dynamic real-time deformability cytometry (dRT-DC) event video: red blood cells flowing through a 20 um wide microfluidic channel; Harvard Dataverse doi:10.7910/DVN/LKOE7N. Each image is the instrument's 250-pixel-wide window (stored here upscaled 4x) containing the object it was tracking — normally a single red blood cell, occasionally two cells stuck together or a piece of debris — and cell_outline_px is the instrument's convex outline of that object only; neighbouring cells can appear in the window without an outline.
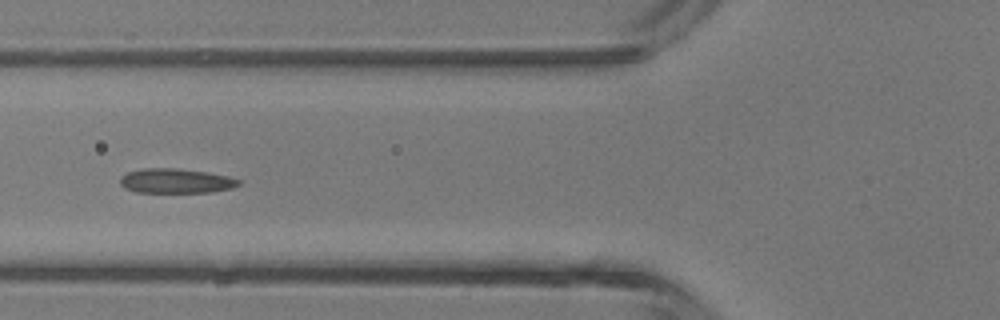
{"species": "common noctule bat (a hibernating species)", "species_latin": "Nyctalus noctula", "temperature_condition": "room temperature", "stored_images_in_passage": 6, "camera_frame_rate_fps": 3000, "um_per_image_px": 0.085, "animal": {"sex": "male", "body_mass_g": 13.3}, "frame": {"image": 1, "passage_image": 5, "time_ms": 4.667, "image_size_px": [1000, 320], "cell_outline_px": [[240, 184], [232, 188], [212, 192], [136, 192], [124, 188], [120, 184], [120, 176], [128, 172], [144, 168], [180, 168], [228, 176], [240, 180]], "centroid_in_image_um": [14.93, 15.37], "position_along_channel_um": 110.9, "area_um2": 16.99}}
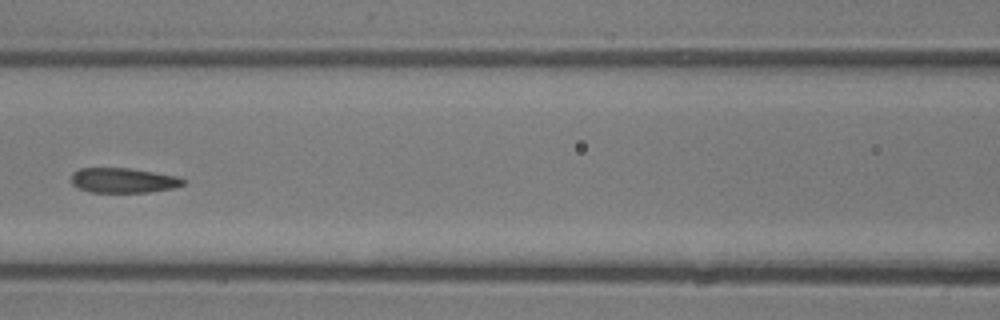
{"frame": {"image": 2, "passage_image": 6, "time_ms": 5.667, "image_size_px": [1000, 320], "cell_outline_px": [[184, 184], [176, 188], [148, 192], [92, 192], [80, 188], [72, 184], [72, 172], [80, 168], [128, 168], [176, 176], [184, 180]], "centroid_in_image_um": [10.48, 15.33], "position_along_channel_um": 156.1, "area_um2": 16.07}}